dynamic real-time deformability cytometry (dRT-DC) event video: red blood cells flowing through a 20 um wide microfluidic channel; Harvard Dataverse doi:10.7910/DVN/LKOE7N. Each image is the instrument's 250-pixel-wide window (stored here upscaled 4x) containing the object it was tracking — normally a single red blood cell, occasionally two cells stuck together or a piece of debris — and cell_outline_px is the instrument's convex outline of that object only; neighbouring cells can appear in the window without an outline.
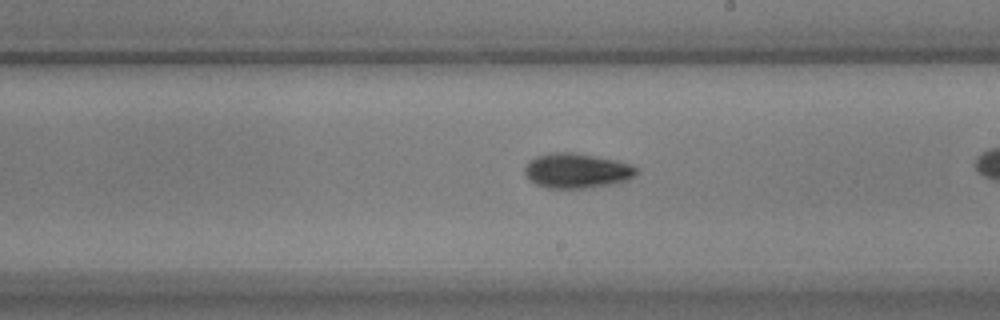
{"species": "common noctule bat (a hibernating species)", "species_latin": "Nyctalus noctula", "temperature_condition": "warm", "stored_images_in_passage": 44, "camera_frame_rate_fps": 3000, "um_per_image_px": 0.085, "animal": {"sex": "male", "body_mass_g": 17.9, "forearm_length_mm": 54.2}, "frame": {"image": 1, "passage_image": 32, "time_ms": 10.333, "image_size_px": [1000, 320], "cell_outline_px": [[636, 172], [628, 180], [612, 184], [592, 188], [548, 188], [536, 184], [524, 172], [524, 168], [528, 160], [536, 156], [552, 152], [572, 152], [616, 160], [628, 164], [636, 168]], "centroid_in_image_um": [48.99, 14.51], "position_along_channel_um": 240.0, "area_um2": 22.54}}